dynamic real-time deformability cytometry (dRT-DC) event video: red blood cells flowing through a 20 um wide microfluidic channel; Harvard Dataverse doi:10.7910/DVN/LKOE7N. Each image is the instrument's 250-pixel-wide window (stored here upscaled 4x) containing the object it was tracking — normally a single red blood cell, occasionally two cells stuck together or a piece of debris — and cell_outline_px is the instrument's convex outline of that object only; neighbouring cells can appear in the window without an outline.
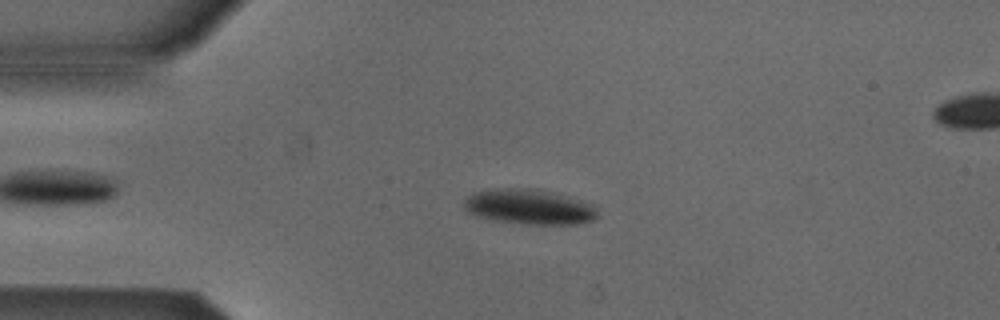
{"species": "Egyptian fruit bat (a non-hibernating species)", "species_latin": "Rousettus aegyptiacus", "temperature_condition": "cold", "stored_images_in_passage": 54, "segment_of_instrument_passage": [1, 2], "camera_frame_rate_fps": 3000, "um_per_image_px": 0.085, "animal": {"sex": "male"}, "frame": {"image": 1, "passage_image": 12, "time_ms": 3.667, "image_size_px": [1000, 320], "cell_outline_px": [[596, 216], [592, 220], [576, 224], [524, 224], [492, 220], [476, 216], [468, 212], [464, 208], [464, 200], [468, 196], [476, 192], [488, 188], [536, 188], [592, 204], [596, 208]], "centroid_in_image_um": [44.91, 17.58], "position_along_channel_um": 40.1, "area_um2": 27.22}}
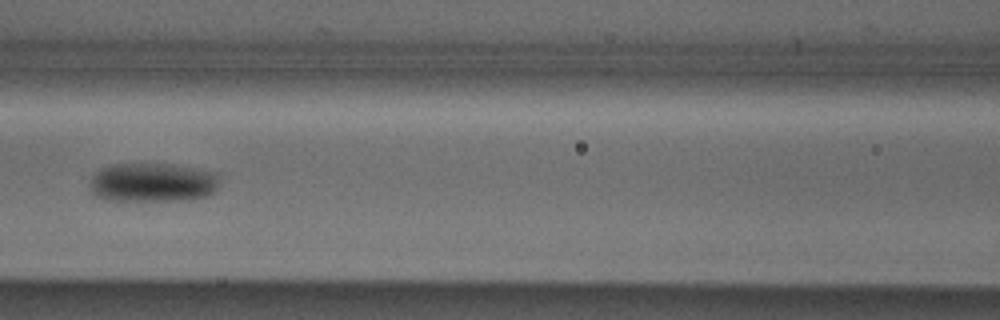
{"frame": {"image": 2, "passage_image": 23, "time_ms": 7.333, "image_size_px": [1000, 320], "cell_outline_px": [[220, 184], [216, 192], [208, 196], [188, 200], [104, 200], [96, 196], [92, 192], [88, 184], [92, 176], [100, 168], [112, 164], [168, 164], [216, 172], [220, 176]], "centroid_in_image_um": [12.99, 15.52], "position_along_channel_um": 153.6, "area_um2": 29.94}}
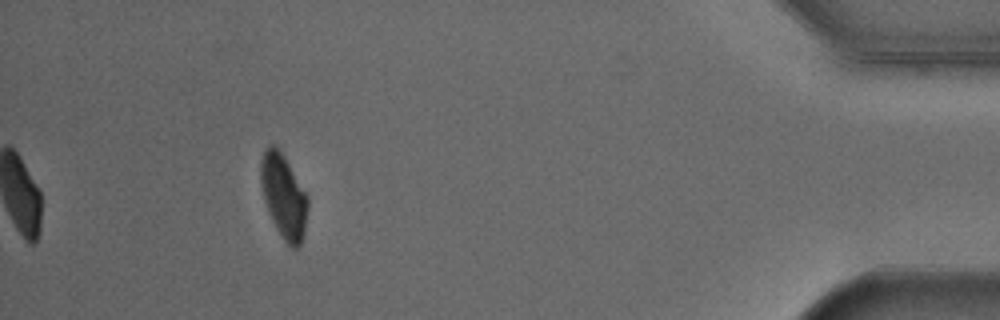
{"frame": {"image": 3, "passage_image": 48, "time_ms": 15.667, "image_size_px": [1000, 320], "cell_outline_px": [[308, 208], [304, 236], [300, 244], [296, 248], [292, 248], [284, 240], [276, 228], [268, 212], [264, 200], [260, 180], [260, 160], [264, 152], [272, 144], [276, 144], [284, 156], [308, 196]], "centroid_in_image_um": [24.11, 16.68], "position_along_channel_um": 411.1, "area_um2": 23.0}}